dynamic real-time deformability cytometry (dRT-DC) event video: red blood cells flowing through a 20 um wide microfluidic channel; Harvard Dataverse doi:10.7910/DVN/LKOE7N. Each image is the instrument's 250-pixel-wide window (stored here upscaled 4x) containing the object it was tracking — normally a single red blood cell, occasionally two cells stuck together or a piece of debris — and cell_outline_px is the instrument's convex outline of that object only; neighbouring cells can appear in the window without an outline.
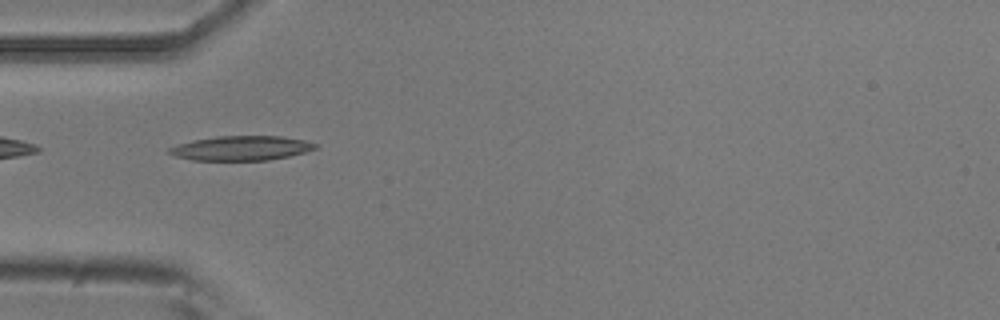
{"species": "common noctule bat (a hibernating species)", "species_latin": "Nyctalus noctula", "temperature_condition": "room temperature", "stored_images_in_passage": 6, "camera_frame_rate_fps": 3000, "um_per_image_px": 0.085, "animal": {"sex": "male", "body_mass_g": 20.5, "forearm_length_mm": 52.5}, "frame": {"image": 1, "passage_image": 4, "time_ms": 1.0, "image_size_px": [1000, 320], "cell_outline_px": [[316, 148], [304, 152], [288, 156], [268, 160], [192, 160], [176, 156], [168, 152], [168, 148], [176, 144], [192, 140], [216, 136], [280, 136], [304, 140], [316, 144]], "centroid_in_image_um": [20.45, 12.59], "position_along_channel_um": 64.5, "area_um2": 20.75}}
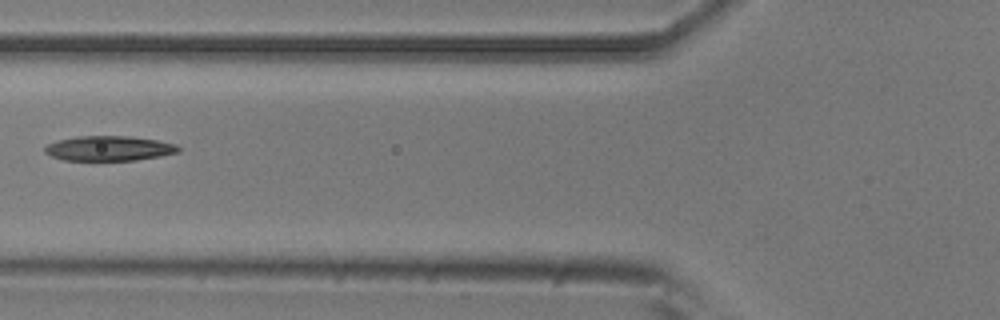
{"frame": {"image": 2, "passage_image": 5, "time_ms": 1.333, "image_size_px": [1000, 320], "cell_outline_px": [[180, 152], [160, 156], [136, 160], [64, 160], [52, 156], [44, 152], [44, 148], [48, 144], [60, 140], [76, 136], [132, 136], [156, 140], [176, 144], [180, 148]], "centroid_in_image_um": [9.29, 12.61], "position_along_channel_um": 116.5, "area_um2": 19.31}}
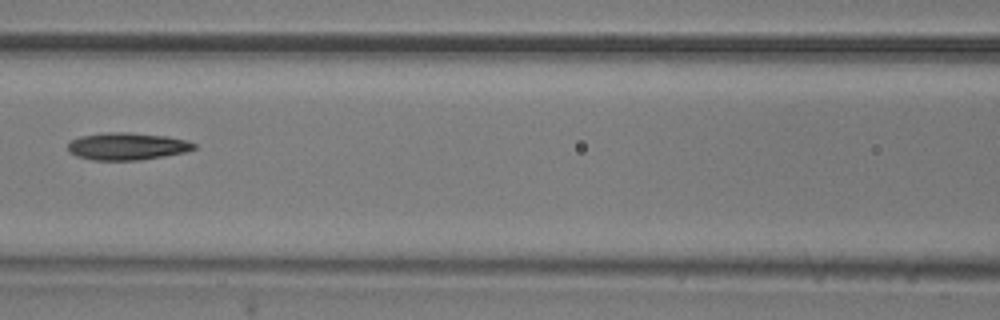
{"frame": {"image": 3, "passage_image": 6, "time_ms": 1.667, "image_size_px": [1000, 320], "cell_outline_px": [[196, 148], [184, 152], [164, 156], [140, 160], [92, 160], [76, 156], [68, 152], [68, 144], [72, 140], [80, 136], [104, 132], [128, 132], [168, 136], [188, 140], [196, 144]], "centroid_in_image_um": [10.8, 12.43], "position_along_channel_um": 155.8, "area_um2": 20.23}}